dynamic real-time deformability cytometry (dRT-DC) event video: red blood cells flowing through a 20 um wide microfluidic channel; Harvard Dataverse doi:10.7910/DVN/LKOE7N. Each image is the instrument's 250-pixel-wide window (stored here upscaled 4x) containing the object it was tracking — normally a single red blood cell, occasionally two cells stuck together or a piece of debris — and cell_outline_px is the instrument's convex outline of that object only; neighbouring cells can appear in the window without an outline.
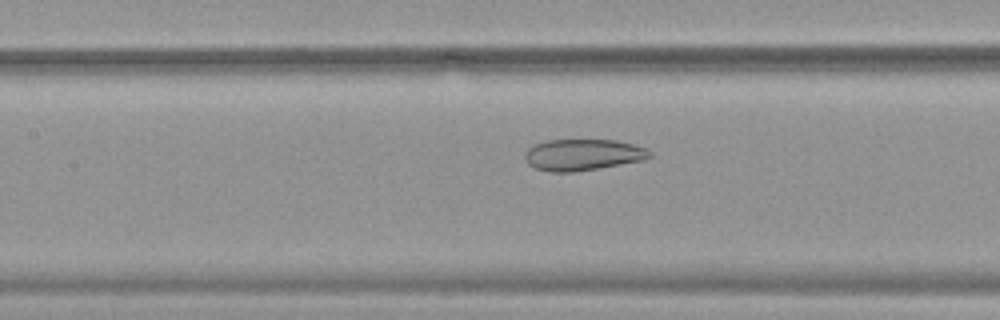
{"species": "common noctule bat (a hibernating species)", "species_latin": "Nyctalus noctula", "temperature_condition": "warm", "stored_images_in_passage": 53, "camera_frame_rate_fps": 3000, "um_per_image_px": 0.085, "animal": {"sex": "female", "body_mass_g": 19.9}, "frame": {"image": 1, "passage_image": 25, "time_ms": 8.0, "image_size_px": [1000, 320], "cell_outline_px": [[652, 156], [644, 160], [576, 172], [548, 172], [536, 168], [528, 164], [524, 160], [524, 152], [532, 144], [544, 140], [616, 140], [648, 148], [652, 152]], "centroid_in_image_um": [49.51, 13.15], "position_along_channel_um": 157.9, "area_um2": 23.18}}
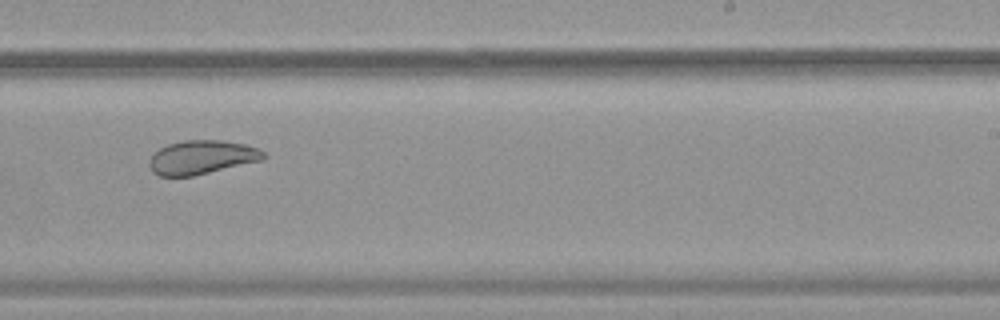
{"frame": {"image": 2, "passage_image": 34, "time_ms": 11.0, "image_size_px": [1000, 320], "cell_outline_px": [[268, 156], [264, 160], [192, 176], [160, 176], [152, 172], [148, 164], [148, 160], [160, 148], [168, 144], [184, 140], [220, 140], [244, 144], [256, 148], [264, 152]], "centroid_in_image_um": [17.15, 13.37], "position_along_channel_um": 271.8, "area_um2": 22.54}}
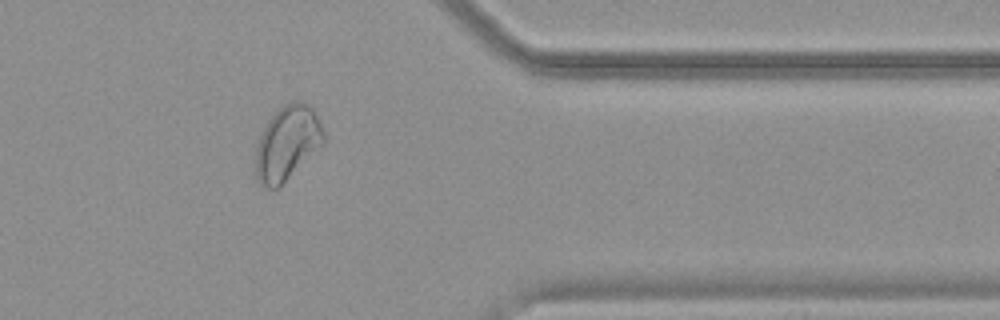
{"frame": {"image": 3, "passage_image": 44, "time_ms": 14.333, "image_size_px": [1000, 320], "cell_outline_px": [[324, 140], [280, 188], [264, 188], [256, 180], [252, 172], [256, 144], [268, 120], [284, 104], [292, 100], [300, 100], [308, 104], [316, 112], [324, 128]], "centroid_in_image_um": [24.35, 12.19], "position_along_channel_um": 387.0, "area_um2": 29.88}}